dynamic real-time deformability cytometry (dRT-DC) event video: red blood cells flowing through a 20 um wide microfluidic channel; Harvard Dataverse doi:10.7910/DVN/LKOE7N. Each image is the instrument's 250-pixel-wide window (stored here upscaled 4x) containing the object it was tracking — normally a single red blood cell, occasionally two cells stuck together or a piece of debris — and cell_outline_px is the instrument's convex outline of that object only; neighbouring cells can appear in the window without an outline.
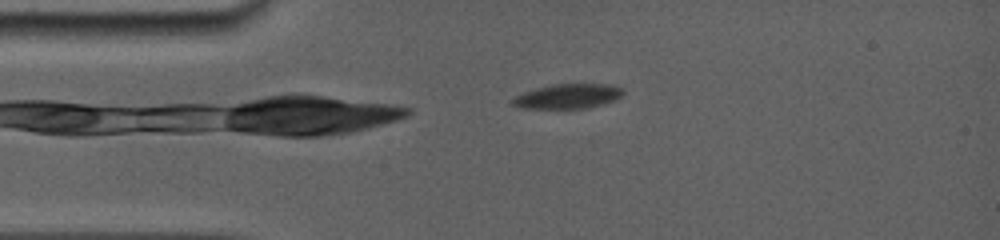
{"species": "common noctule bat (a hibernating species)", "species_latin": "Nyctalus noctula", "temperature_condition": "room temperature", "stored_images_in_passage": 87, "camera_frame_rate_fps": 5000, "um_per_image_px": 0.085, "animal": {"sex": "female", "body_mass_g": 19.0, "forearm_length_mm": 56.7}, "frame": {"image": 1, "passage_image": 5, "time_ms": 0.8, "image_size_px": [1000, 240], "cell_outline_px": [[624, 92], [616, 100], [588, 108], [520, 108], [512, 104], [512, 100], [516, 96], [524, 92], [536, 88], [552, 84], [608, 84], [624, 88]], "centroid_in_image_um": [48.3, 8.17], "position_along_channel_um": 36.7, "area_um2": 15.84}}
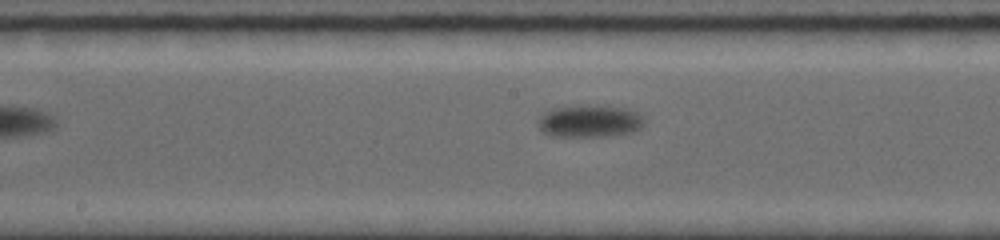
{"frame": {"image": 2, "passage_image": 36, "time_ms": 6.2, "image_size_px": [1000, 240], "cell_outline_px": [[644, 124], [640, 128], [632, 132], [612, 136], [552, 136], [544, 132], [540, 128], [540, 116], [544, 112], [552, 108], [580, 104], [628, 108], [636, 112], [644, 120]], "centroid_in_image_um": [50.13, 10.28], "position_along_channel_um": 198.1, "area_um2": 20.06}}
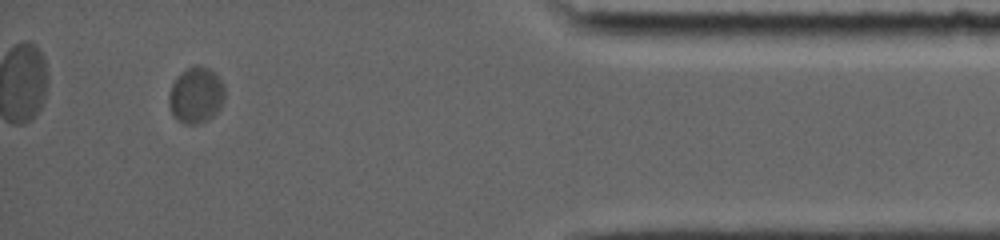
{"frame": {"image": 3, "passage_image": 76, "time_ms": 13.6, "image_size_px": [1000, 240], "cell_outline_px": [[224, 100], [220, 108], [212, 116], [200, 124], [184, 124], [176, 120], [168, 104], [168, 96], [172, 84], [176, 76], [188, 68], [196, 64], [200, 64], [216, 72], [224, 84]], "centroid_in_image_um": [16.66, 8.07], "position_along_channel_um": 418.5, "area_um2": 18.55}, "authors_computed_cell_mechanics": {"area_um2": 18.3226, "velocity_mm_per_s": 3.4681, "shape_relaxation_time_tau1_ms": 2.6619, "shape_relaxation_time_tau2_ms": null, "deformation_change_tau1": 0.0943, "deformation_change_tau2": null}}